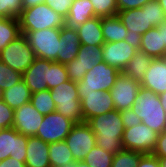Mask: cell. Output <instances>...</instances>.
<instances>
[{
	"instance_id": "1",
	"label": "cell",
	"mask_w": 166,
	"mask_h": 167,
	"mask_svg": "<svg viewBox=\"0 0 166 167\" xmlns=\"http://www.w3.org/2000/svg\"><path fill=\"white\" fill-rule=\"evenodd\" d=\"M86 123L96 135L98 147L112 154L123 150L122 137L125 128L120 111H109L88 119Z\"/></svg>"
},
{
	"instance_id": "2",
	"label": "cell",
	"mask_w": 166,
	"mask_h": 167,
	"mask_svg": "<svg viewBox=\"0 0 166 167\" xmlns=\"http://www.w3.org/2000/svg\"><path fill=\"white\" fill-rule=\"evenodd\" d=\"M131 109L141 119V123L152 130L157 133L166 130V112L159 95L153 93L150 89L141 87Z\"/></svg>"
},
{
	"instance_id": "3",
	"label": "cell",
	"mask_w": 166,
	"mask_h": 167,
	"mask_svg": "<svg viewBox=\"0 0 166 167\" xmlns=\"http://www.w3.org/2000/svg\"><path fill=\"white\" fill-rule=\"evenodd\" d=\"M18 19L21 31H38L65 26V18L56 13L46 3L23 9Z\"/></svg>"
},
{
	"instance_id": "4",
	"label": "cell",
	"mask_w": 166,
	"mask_h": 167,
	"mask_svg": "<svg viewBox=\"0 0 166 167\" xmlns=\"http://www.w3.org/2000/svg\"><path fill=\"white\" fill-rule=\"evenodd\" d=\"M51 96L56 105V112L72 120L74 123L83 122L77 82L69 79L51 89Z\"/></svg>"
},
{
	"instance_id": "5",
	"label": "cell",
	"mask_w": 166,
	"mask_h": 167,
	"mask_svg": "<svg viewBox=\"0 0 166 167\" xmlns=\"http://www.w3.org/2000/svg\"><path fill=\"white\" fill-rule=\"evenodd\" d=\"M120 73L104 61L99 62L84 75L81 81L77 82L79 98H84V93L110 91Z\"/></svg>"
},
{
	"instance_id": "6",
	"label": "cell",
	"mask_w": 166,
	"mask_h": 167,
	"mask_svg": "<svg viewBox=\"0 0 166 167\" xmlns=\"http://www.w3.org/2000/svg\"><path fill=\"white\" fill-rule=\"evenodd\" d=\"M61 28H47L38 31H21L27 38L35 57L55 61L59 52Z\"/></svg>"
},
{
	"instance_id": "7",
	"label": "cell",
	"mask_w": 166,
	"mask_h": 167,
	"mask_svg": "<svg viewBox=\"0 0 166 167\" xmlns=\"http://www.w3.org/2000/svg\"><path fill=\"white\" fill-rule=\"evenodd\" d=\"M35 58L34 51L24 34L10 42L0 52V60L22 74L32 65Z\"/></svg>"
},
{
	"instance_id": "8",
	"label": "cell",
	"mask_w": 166,
	"mask_h": 167,
	"mask_svg": "<svg viewBox=\"0 0 166 167\" xmlns=\"http://www.w3.org/2000/svg\"><path fill=\"white\" fill-rule=\"evenodd\" d=\"M158 134L143 123L125 128L122 137L123 149L152 154L156 147Z\"/></svg>"
},
{
	"instance_id": "9",
	"label": "cell",
	"mask_w": 166,
	"mask_h": 167,
	"mask_svg": "<svg viewBox=\"0 0 166 167\" xmlns=\"http://www.w3.org/2000/svg\"><path fill=\"white\" fill-rule=\"evenodd\" d=\"M102 61V46L80 44L77 56L66 64L68 78L73 82H79L87 72Z\"/></svg>"
},
{
	"instance_id": "10",
	"label": "cell",
	"mask_w": 166,
	"mask_h": 167,
	"mask_svg": "<svg viewBox=\"0 0 166 167\" xmlns=\"http://www.w3.org/2000/svg\"><path fill=\"white\" fill-rule=\"evenodd\" d=\"M66 144L75 161H83L96 145V135L86 122L75 123L66 136Z\"/></svg>"
},
{
	"instance_id": "11",
	"label": "cell",
	"mask_w": 166,
	"mask_h": 167,
	"mask_svg": "<svg viewBox=\"0 0 166 167\" xmlns=\"http://www.w3.org/2000/svg\"><path fill=\"white\" fill-rule=\"evenodd\" d=\"M75 123L58 112L44 115L36 137L46 143L64 141Z\"/></svg>"
},
{
	"instance_id": "12",
	"label": "cell",
	"mask_w": 166,
	"mask_h": 167,
	"mask_svg": "<svg viewBox=\"0 0 166 167\" xmlns=\"http://www.w3.org/2000/svg\"><path fill=\"white\" fill-rule=\"evenodd\" d=\"M141 85L137 80L124 75L122 72L117 77L115 84L109 91L114 102V108L117 111L131 109L135 103Z\"/></svg>"
},
{
	"instance_id": "13",
	"label": "cell",
	"mask_w": 166,
	"mask_h": 167,
	"mask_svg": "<svg viewBox=\"0 0 166 167\" xmlns=\"http://www.w3.org/2000/svg\"><path fill=\"white\" fill-rule=\"evenodd\" d=\"M138 50L137 42L132 40L104 43L103 61L122 72Z\"/></svg>"
},
{
	"instance_id": "14",
	"label": "cell",
	"mask_w": 166,
	"mask_h": 167,
	"mask_svg": "<svg viewBox=\"0 0 166 167\" xmlns=\"http://www.w3.org/2000/svg\"><path fill=\"white\" fill-rule=\"evenodd\" d=\"M27 143L28 136L13 127L0 129V161L10 157L25 162Z\"/></svg>"
},
{
	"instance_id": "15",
	"label": "cell",
	"mask_w": 166,
	"mask_h": 167,
	"mask_svg": "<svg viewBox=\"0 0 166 167\" xmlns=\"http://www.w3.org/2000/svg\"><path fill=\"white\" fill-rule=\"evenodd\" d=\"M117 15L127 29V40L138 42L145 32L154 28L149 23L148 8L118 11Z\"/></svg>"
},
{
	"instance_id": "16",
	"label": "cell",
	"mask_w": 166,
	"mask_h": 167,
	"mask_svg": "<svg viewBox=\"0 0 166 167\" xmlns=\"http://www.w3.org/2000/svg\"><path fill=\"white\" fill-rule=\"evenodd\" d=\"M138 49L146 55L156 58L166 57V21L149 29L137 42Z\"/></svg>"
},
{
	"instance_id": "17",
	"label": "cell",
	"mask_w": 166,
	"mask_h": 167,
	"mask_svg": "<svg viewBox=\"0 0 166 167\" xmlns=\"http://www.w3.org/2000/svg\"><path fill=\"white\" fill-rule=\"evenodd\" d=\"M81 100V109L83 114V122L88 119L106 114L109 111L115 110L114 102L109 91H94L84 93V98Z\"/></svg>"
},
{
	"instance_id": "18",
	"label": "cell",
	"mask_w": 166,
	"mask_h": 167,
	"mask_svg": "<svg viewBox=\"0 0 166 167\" xmlns=\"http://www.w3.org/2000/svg\"><path fill=\"white\" fill-rule=\"evenodd\" d=\"M44 115L40 114L30 102L14 110L13 128L25 136H36Z\"/></svg>"
},
{
	"instance_id": "19",
	"label": "cell",
	"mask_w": 166,
	"mask_h": 167,
	"mask_svg": "<svg viewBox=\"0 0 166 167\" xmlns=\"http://www.w3.org/2000/svg\"><path fill=\"white\" fill-rule=\"evenodd\" d=\"M22 76L31 93L50 90V60L35 58Z\"/></svg>"
},
{
	"instance_id": "20",
	"label": "cell",
	"mask_w": 166,
	"mask_h": 167,
	"mask_svg": "<svg viewBox=\"0 0 166 167\" xmlns=\"http://www.w3.org/2000/svg\"><path fill=\"white\" fill-rule=\"evenodd\" d=\"M140 85L158 95L166 92V57L152 60Z\"/></svg>"
},
{
	"instance_id": "21",
	"label": "cell",
	"mask_w": 166,
	"mask_h": 167,
	"mask_svg": "<svg viewBox=\"0 0 166 167\" xmlns=\"http://www.w3.org/2000/svg\"><path fill=\"white\" fill-rule=\"evenodd\" d=\"M60 36L59 52L54 62L66 65L77 56L80 48V40L77 30L66 25L61 27Z\"/></svg>"
},
{
	"instance_id": "22",
	"label": "cell",
	"mask_w": 166,
	"mask_h": 167,
	"mask_svg": "<svg viewBox=\"0 0 166 167\" xmlns=\"http://www.w3.org/2000/svg\"><path fill=\"white\" fill-rule=\"evenodd\" d=\"M25 165L26 167H51L49 143L36 136L28 137Z\"/></svg>"
},
{
	"instance_id": "23",
	"label": "cell",
	"mask_w": 166,
	"mask_h": 167,
	"mask_svg": "<svg viewBox=\"0 0 166 167\" xmlns=\"http://www.w3.org/2000/svg\"><path fill=\"white\" fill-rule=\"evenodd\" d=\"M102 18L93 17L88 19L85 23L77 26L78 37L80 44L90 46H103L105 41L102 34Z\"/></svg>"
},
{
	"instance_id": "24",
	"label": "cell",
	"mask_w": 166,
	"mask_h": 167,
	"mask_svg": "<svg viewBox=\"0 0 166 167\" xmlns=\"http://www.w3.org/2000/svg\"><path fill=\"white\" fill-rule=\"evenodd\" d=\"M93 17H95L94 7L90 0H73L68 16L65 19V25L76 28Z\"/></svg>"
},
{
	"instance_id": "25",
	"label": "cell",
	"mask_w": 166,
	"mask_h": 167,
	"mask_svg": "<svg viewBox=\"0 0 166 167\" xmlns=\"http://www.w3.org/2000/svg\"><path fill=\"white\" fill-rule=\"evenodd\" d=\"M101 27L105 43L127 40V29L117 14L102 17Z\"/></svg>"
},
{
	"instance_id": "26",
	"label": "cell",
	"mask_w": 166,
	"mask_h": 167,
	"mask_svg": "<svg viewBox=\"0 0 166 167\" xmlns=\"http://www.w3.org/2000/svg\"><path fill=\"white\" fill-rule=\"evenodd\" d=\"M30 99V89L23 79L3 93V101L14 110L30 102Z\"/></svg>"
},
{
	"instance_id": "27",
	"label": "cell",
	"mask_w": 166,
	"mask_h": 167,
	"mask_svg": "<svg viewBox=\"0 0 166 167\" xmlns=\"http://www.w3.org/2000/svg\"><path fill=\"white\" fill-rule=\"evenodd\" d=\"M153 58L138 50L132 59L127 63L122 73L139 82L142 81Z\"/></svg>"
},
{
	"instance_id": "28",
	"label": "cell",
	"mask_w": 166,
	"mask_h": 167,
	"mask_svg": "<svg viewBox=\"0 0 166 167\" xmlns=\"http://www.w3.org/2000/svg\"><path fill=\"white\" fill-rule=\"evenodd\" d=\"M49 159L51 167H70L75 163L65 140L49 143Z\"/></svg>"
},
{
	"instance_id": "29",
	"label": "cell",
	"mask_w": 166,
	"mask_h": 167,
	"mask_svg": "<svg viewBox=\"0 0 166 167\" xmlns=\"http://www.w3.org/2000/svg\"><path fill=\"white\" fill-rule=\"evenodd\" d=\"M20 35L18 18H0V52Z\"/></svg>"
},
{
	"instance_id": "30",
	"label": "cell",
	"mask_w": 166,
	"mask_h": 167,
	"mask_svg": "<svg viewBox=\"0 0 166 167\" xmlns=\"http://www.w3.org/2000/svg\"><path fill=\"white\" fill-rule=\"evenodd\" d=\"M30 103L42 115L56 111V105L52 99L51 90L49 89L31 93Z\"/></svg>"
},
{
	"instance_id": "31",
	"label": "cell",
	"mask_w": 166,
	"mask_h": 167,
	"mask_svg": "<svg viewBox=\"0 0 166 167\" xmlns=\"http://www.w3.org/2000/svg\"><path fill=\"white\" fill-rule=\"evenodd\" d=\"M114 154L95 145L83 160L90 167H112Z\"/></svg>"
},
{
	"instance_id": "32",
	"label": "cell",
	"mask_w": 166,
	"mask_h": 167,
	"mask_svg": "<svg viewBox=\"0 0 166 167\" xmlns=\"http://www.w3.org/2000/svg\"><path fill=\"white\" fill-rule=\"evenodd\" d=\"M144 154L123 149L114 154L112 167H137Z\"/></svg>"
},
{
	"instance_id": "33",
	"label": "cell",
	"mask_w": 166,
	"mask_h": 167,
	"mask_svg": "<svg viewBox=\"0 0 166 167\" xmlns=\"http://www.w3.org/2000/svg\"><path fill=\"white\" fill-rule=\"evenodd\" d=\"M23 79L22 73L15 71L0 60V88L6 90Z\"/></svg>"
},
{
	"instance_id": "34",
	"label": "cell",
	"mask_w": 166,
	"mask_h": 167,
	"mask_svg": "<svg viewBox=\"0 0 166 167\" xmlns=\"http://www.w3.org/2000/svg\"><path fill=\"white\" fill-rule=\"evenodd\" d=\"M96 17L113 16L118 13L116 0H90Z\"/></svg>"
},
{
	"instance_id": "35",
	"label": "cell",
	"mask_w": 166,
	"mask_h": 167,
	"mask_svg": "<svg viewBox=\"0 0 166 167\" xmlns=\"http://www.w3.org/2000/svg\"><path fill=\"white\" fill-rule=\"evenodd\" d=\"M68 80L66 65L50 60V90Z\"/></svg>"
},
{
	"instance_id": "36",
	"label": "cell",
	"mask_w": 166,
	"mask_h": 167,
	"mask_svg": "<svg viewBox=\"0 0 166 167\" xmlns=\"http://www.w3.org/2000/svg\"><path fill=\"white\" fill-rule=\"evenodd\" d=\"M22 10V0H0L1 18H18Z\"/></svg>"
},
{
	"instance_id": "37",
	"label": "cell",
	"mask_w": 166,
	"mask_h": 167,
	"mask_svg": "<svg viewBox=\"0 0 166 167\" xmlns=\"http://www.w3.org/2000/svg\"><path fill=\"white\" fill-rule=\"evenodd\" d=\"M141 8H148L149 23L153 27H157L166 21V15L157 0H152Z\"/></svg>"
},
{
	"instance_id": "38",
	"label": "cell",
	"mask_w": 166,
	"mask_h": 167,
	"mask_svg": "<svg viewBox=\"0 0 166 167\" xmlns=\"http://www.w3.org/2000/svg\"><path fill=\"white\" fill-rule=\"evenodd\" d=\"M14 109L9 107L3 100L0 101V129L13 127Z\"/></svg>"
},
{
	"instance_id": "39",
	"label": "cell",
	"mask_w": 166,
	"mask_h": 167,
	"mask_svg": "<svg viewBox=\"0 0 166 167\" xmlns=\"http://www.w3.org/2000/svg\"><path fill=\"white\" fill-rule=\"evenodd\" d=\"M45 3L66 19L73 0H45Z\"/></svg>"
},
{
	"instance_id": "40",
	"label": "cell",
	"mask_w": 166,
	"mask_h": 167,
	"mask_svg": "<svg viewBox=\"0 0 166 167\" xmlns=\"http://www.w3.org/2000/svg\"><path fill=\"white\" fill-rule=\"evenodd\" d=\"M124 128H130L141 123V119L132 111V109L120 111Z\"/></svg>"
},
{
	"instance_id": "41",
	"label": "cell",
	"mask_w": 166,
	"mask_h": 167,
	"mask_svg": "<svg viewBox=\"0 0 166 167\" xmlns=\"http://www.w3.org/2000/svg\"><path fill=\"white\" fill-rule=\"evenodd\" d=\"M118 11L131 10L143 7L152 0H116Z\"/></svg>"
},
{
	"instance_id": "42",
	"label": "cell",
	"mask_w": 166,
	"mask_h": 167,
	"mask_svg": "<svg viewBox=\"0 0 166 167\" xmlns=\"http://www.w3.org/2000/svg\"><path fill=\"white\" fill-rule=\"evenodd\" d=\"M152 155L156 157H166V130L158 134L156 147Z\"/></svg>"
},
{
	"instance_id": "43",
	"label": "cell",
	"mask_w": 166,
	"mask_h": 167,
	"mask_svg": "<svg viewBox=\"0 0 166 167\" xmlns=\"http://www.w3.org/2000/svg\"><path fill=\"white\" fill-rule=\"evenodd\" d=\"M137 167H160L159 159L152 154H144Z\"/></svg>"
},
{
	"instance_id": "44",
	"label": "cell",
	"mask_w": 166,
	"mask_h": 167,
	"mask_svg": "<svg viewBox=\"0 0 166 167\" xmlns=\"http://www.w3.org/2000/svg\"><path fill=\"white\" fill-rule=\"evenodd\" d=\"M0 167H26V165L25 162L9 157L3 161H0Z\"/></svg>"
},
{
	"instance_id": "45",
	"label": "cell",
	"mask_w": 166,
	"mask_h": 167,
	"mask_svg": "<svg viewBox=\"0 0 166 167\" xmlns=\"http://www.w3.org/2000/svg\"><path fill=\"white\" fill-rule=\"evenodd\" d=\"M43 3H45V0H22L23 9H28Z\"/></svg>"
},
{
	"instance_id": "46",
	"label": "cell",
	"mask_w": 166,
	"mask_h": 167,
	"mask_svg": "<svg viewBox=\"0 0 166 167\" xmlns=\"http://www.w3.org/2000/svg\"><path fill=\"white\" fill-rule=\"evenodd\" d=\"M159 98H160L161 104L166 112V92L161 93L159 95Z\"/></svg>"
},
{
	"instance_id": "47",
	"label": "cell",
	"mask_w": 166,
	"mask_h": 167,
	"mask_svg": "<svg viewBox=\"0 0 166 167\" xmlns=\"http://www.w3.org/2000/svg\"><path fill=\"white\" fill-rule=\"evenodd\" d=\"M70 167H90V166L86 164L84 161H75V163Z\"/></svg>"
},
{
	"instance_id": "48",
	"label": "cell",
	"mask_w": 166,
	"mask_h": 167,
	"mask_svg": "<svg viewBox=\"0 0 166 167\" xmlns=\"http://www.w3.org/2000/svg\"><path fill=\"white\" fill-rule=\"evenodd\" d=\"M160 167H166V157H158Z\"/></svg>"
},
{
	"instance_id": "49",
	"label": "cell",
	"mask_w": 166,
	"mask_h": 167,
	"mask_svg": "<svg viewBox=\"0 0 166 167\" xmlns=\"http://www.w3.org/2000/svg\"><path fill=\"white\" fill-rule=\"evenodd\" d=\"M159 4L161 5L165 15H166V0H157Z\"/></svg>"
},
{
	"instance_id": "50",
	"label": "cell",
	"mask_w": 166,
	"mask_h": 167,
	"mask_svg": "<svg viewBox=\"0 0 166 167\" xmlns=\"http://www.w3.org/2000/svg\"><path fill=\"white\" fill-rule=\"evenodd\" d=\"M3 93H4V90L0 88V101L3 100Z\"/></svg>"
}]
</instances>
